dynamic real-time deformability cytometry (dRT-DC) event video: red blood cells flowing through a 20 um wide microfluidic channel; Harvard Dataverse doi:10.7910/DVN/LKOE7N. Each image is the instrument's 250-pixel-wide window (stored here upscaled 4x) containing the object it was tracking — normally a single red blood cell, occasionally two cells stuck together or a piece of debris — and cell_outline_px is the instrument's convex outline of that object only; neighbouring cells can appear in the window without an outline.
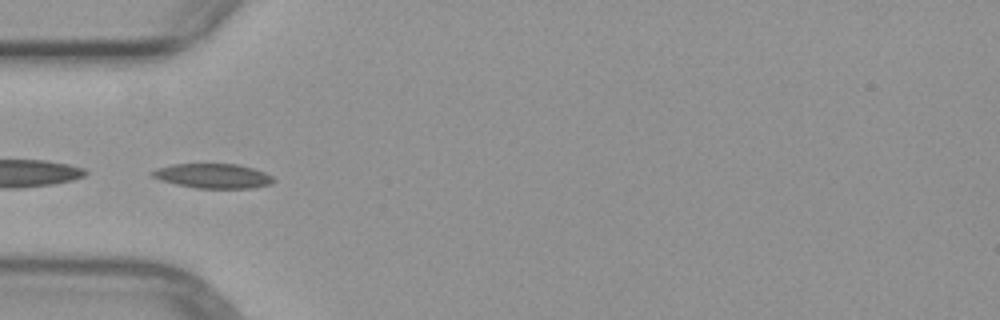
{"species": "common noctule bat (a hibernating species)", "species_latin": "Nyctalus noctula", "temperature_condition": "warm", "stored_images_in_passage": 5, "segment_of_instrument_passage": [2, 2], "camera_frame_rate_fps": 3000, "um_per_image_px": 0.085, "animal": {"sex": "female", "body_mass_g": 29.2, "forearm_length_mm": 56.3}, "frame": {"image": 1, "passage_image": 4, "time_ms": 3.667, "image_size_px": [1000, 320], "cell_outline_px": [[276, 180], [272, 184], [252, 188], [196, 188], [176, 184], [160, 180], [152, 176], [148, 172], [156, 168], [172, 164], [236, 164], [252, 168], [264, 172], [272, 176]], "centroid_in_image_um": [18.09, 14.95], "position_along_channel_um": 66.9, "area_um2": 17.46}}
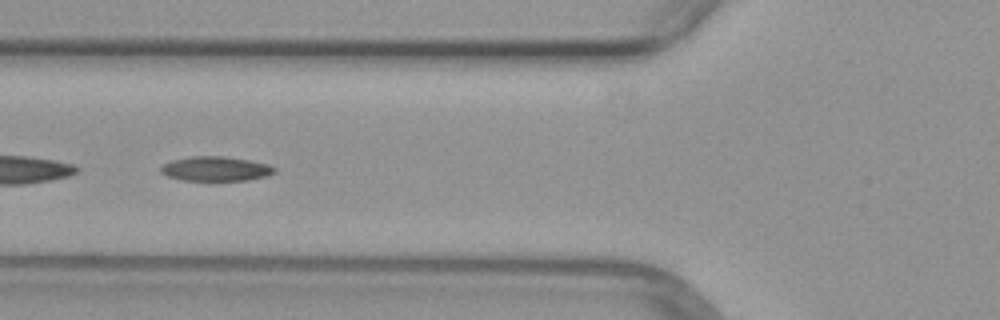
{"frame": {"image": 2, "passage_image": 5, "time_ms": 4.667, "image_size_px": [1000, 320], "cell_outline_px": [[276, 172], [268, 176], [248, 180], [212, 184], [184, 180], [168, 176], [160, 172], [160, 168], [164, 164], [172, 160], [192, 156], [224, 156], [248, 160], [268, 164], [276, 168]], "centroid_in_image_um": [18.36, 14.4], "position_along_channel_um": 107.4, "area_um2": 17.11}}